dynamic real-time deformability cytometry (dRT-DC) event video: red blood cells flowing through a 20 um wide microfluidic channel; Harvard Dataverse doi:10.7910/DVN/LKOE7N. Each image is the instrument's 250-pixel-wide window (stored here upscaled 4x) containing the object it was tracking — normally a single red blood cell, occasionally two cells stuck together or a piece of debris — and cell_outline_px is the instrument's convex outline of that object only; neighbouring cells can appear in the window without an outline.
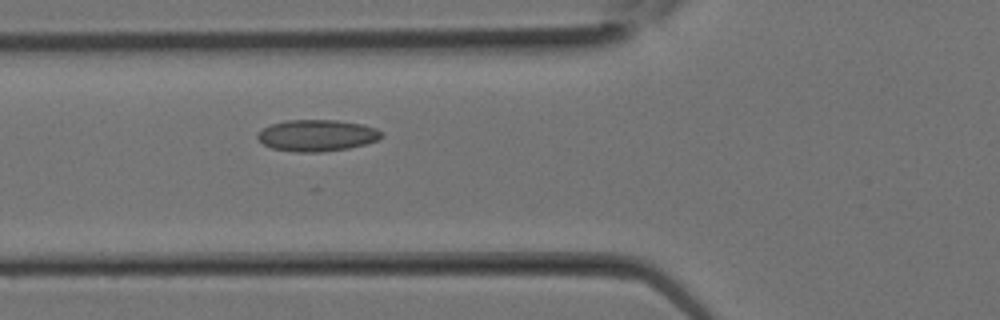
{"species": "Egyptian fruit bat (a non-hibernating species)", "species_latin": "Rousettus aegyptiacus", "temperature_condition": "room temperature", "stored_images_in_passage": 3, "camera_frame_rate_fps": 3000, "um_per_image_px": 0.085, "animal": {"sex": "female"}, "frame": {"image": 1, "passage_image": 3, "time_ms": 0.667, "image_size_px": [1000, 320], "cell_outline_px": [[384, 136], [380, 140], [348, 148], [320, 152], [296, 152], [272, 148], [264, 144], [256, 136], [256, 132], [272, 124], [284, 120], [336, 120], [364, 124], [376, 128]], "centroid_in_image_um": [26.95, 11.51], "position_along_channel_um": 98.8, "area_um2": 22.83}}